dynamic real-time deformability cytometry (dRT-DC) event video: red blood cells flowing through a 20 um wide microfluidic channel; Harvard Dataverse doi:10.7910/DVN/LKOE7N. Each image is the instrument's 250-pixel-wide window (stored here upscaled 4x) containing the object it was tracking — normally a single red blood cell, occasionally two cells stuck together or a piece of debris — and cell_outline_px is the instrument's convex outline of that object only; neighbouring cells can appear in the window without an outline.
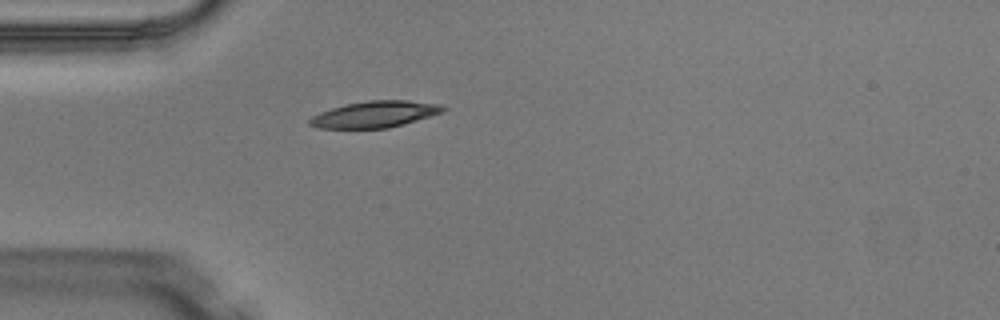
{"species": "Egyptian fruit bat (a non-hibernating species)", "species_latin": "Rousettus aegyptiacus", "temperature_condition": "warm", "stored_images_in_passage": 1, "camera_frame_rate_fps": 3000, "um_per_image_px": 0.085, "animal": {"sex": "male"}, "frame": {"image": 1, "passage_image": 1, "time_ms": 0.0, "image_size_px": [1000, 320], "cell_outline_px": [[448, 108], [444, 112], [404, 124], [388, 128], [316, 128], [308, 124], [308, 120], [312, 116], [320, 112], [344, 104], [368, 100], [408, 100], [436, 104]], "centroid_in_image_um": [31.85, 9.71], "position_along_channel_um": 53.2, "area_um2": 20.58}}